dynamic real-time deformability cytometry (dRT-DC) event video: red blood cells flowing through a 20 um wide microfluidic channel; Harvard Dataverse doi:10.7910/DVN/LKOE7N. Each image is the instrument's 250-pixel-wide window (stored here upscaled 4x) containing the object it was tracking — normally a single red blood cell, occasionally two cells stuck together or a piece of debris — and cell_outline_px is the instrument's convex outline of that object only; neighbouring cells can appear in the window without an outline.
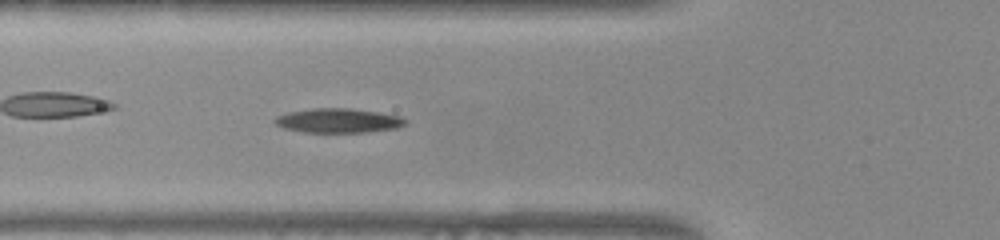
{"species": "common noctule bat (a hibernating species)", "species_latin": "Nyctalus noctula", "temperature_condition": "warm", "stored_images_in_passage": 44, "camera_frame_rate_fps": 3000, "um_per_image_px": 0.085, "animal": {"sex": "female", "body_mass_g": 22.0, "forearm_length_mm": 56.7}, "frame": {"image": 1, "passage_image": 9, "time_ms": 2.667, "image_size_px": [1000, 240], "cell_outline_px": [[408, 124], [396, 128], [368, 132], [304, 132], [284, 128], [276, 124], [272, 120], [276, 116], [288, 112], [312, 108], [348, 108], [376, 112], [400, 116], [408, 120]], "centroid_in_image_um": [28.76, 10.25], "position_along_channel_um": 97.0, "area_um2": 18.55}}
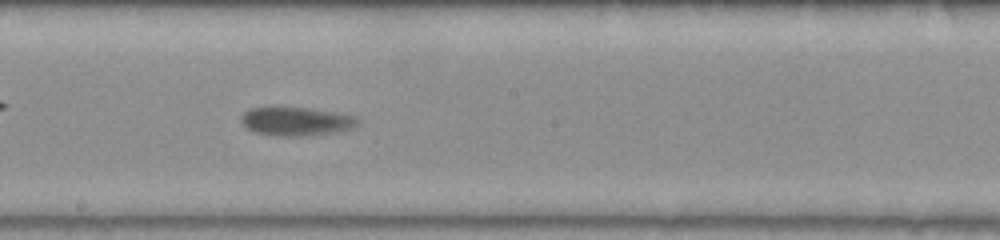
{"frame": {"image": 2, "passage_image": 19, "time_ms": 6.0, "image_size_px": [1000, 240], "cell_outline_px": [[360, 124], [352, 128], [336, 132], [304, 136], [276, 136], [256, 132], [248, 128], [240, 120], [240, 116], [248, 108], [308, 108], [336, 112], [356, 116], [360, 120]], "centroid_in_image_um": [25.22, 10.32], "position_along_channel_um": 223.0, "area_um2": 19.42}}
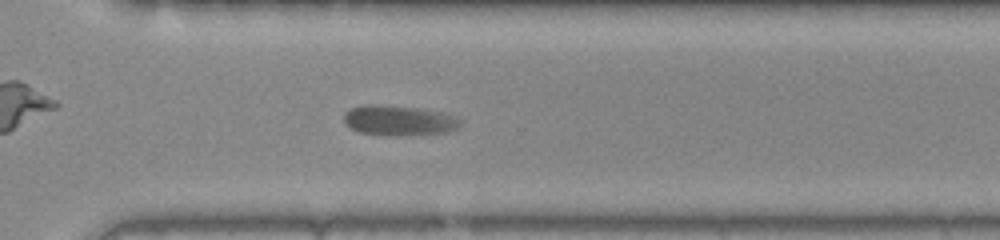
{"frame": {"image": 3, "passage_image": 28, "time_ms": 9.0, "image_size_px": [1000, 240], "cell_outline_px": [[464, 120], [460, 128], [448, 132], [408, 136], [360, 132], [348, 128], [344, 124], [344, 112], [352, 108], [368, 104], [376, 104], [420, 108], [444, 112], [460, 116]], "centroid_in_image_um": [34.01, 10.23], "position_along_channel_um": 336.6, "area_um2": 20.98}, "authors_computed_cell_mechanics": {"area_um2": 19.652, "velocity_mm_per_s": 3.7806, "shape_relaxation_time_tau1_ms": 4.2425, "shape_relaxation_time_tau2_ms": null, "deformation_change_tau1": 0.101, "deformation_change_tau2": null}}